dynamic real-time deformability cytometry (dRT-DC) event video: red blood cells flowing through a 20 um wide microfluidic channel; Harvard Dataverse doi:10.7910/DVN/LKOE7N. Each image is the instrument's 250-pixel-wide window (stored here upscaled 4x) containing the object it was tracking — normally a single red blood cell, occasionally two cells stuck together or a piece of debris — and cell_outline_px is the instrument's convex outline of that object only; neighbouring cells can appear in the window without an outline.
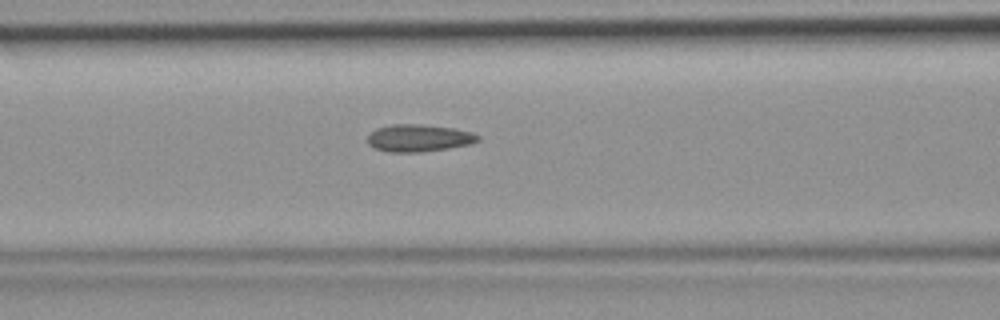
{"species": "common noctule bat (a hibernating species)", "species_latin": "Nyctalus noctula", "temperature_condition": "room temperature", "stored_images_in_passage": 34, "camera_frame_rate_fps": 3000, "um_per_image_px": 0.085, "animal": {"sex": "female", "body_mass_g": 19.9}, "frame": {"image": 1, "passage_image": 7, "time_ms": 2.0, "image_size_px": [1000, 320], "cell_outline_px": [[480, 140], [472, 144], [424, 152], [388, 152], [376, 148], [368, 144], [368, 136], [376, 128], [392, 124], [420, 124], [452, 128], [472, 132], [480, 136]], "centroid_in_image_um": [35.62, 11.73], "position_along_channel_um": 131.0, "area_um2": 17.57}}
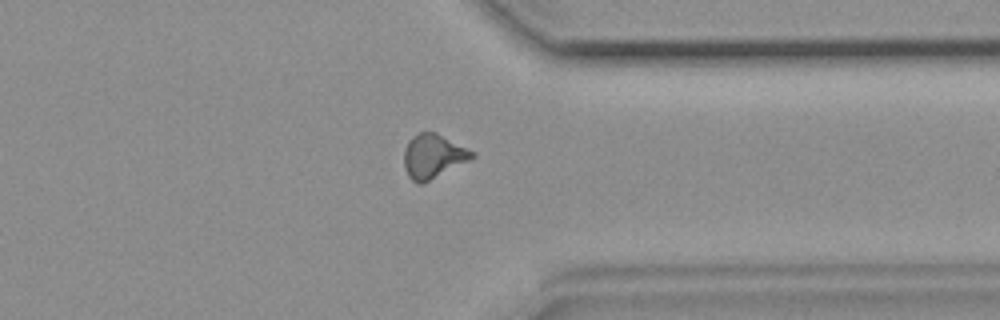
{"frame": {"image": 2, "passage_image": 24, "time_ms": 7.667, "image_size_px": [1000, 320], "cell_outline_px": [[476, 156], [424, 184], [416, 184], [408, 176], [404, 168], [404, 148], [408, 140], [412, 136], [420, 132], [436, 132], [476, 152]], "centroid_in_image_um": [36.8, 13.28], "position_along_channel_um": 374.6, "area_um2": 17.69}}
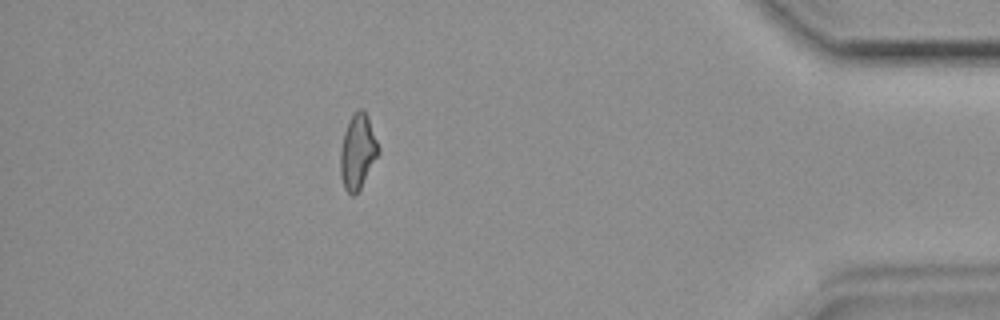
{"frame": {"image": 3, "passage_image": 29, "time_ms": 9.333, "image_size_px": [1000, 320], "cell_outline_px": [[380, 152], [356, 196], [352, 196], [344, 188], [340, 176], [340, 152], [344, 132], [352, 116], [360, 108], [364, 108], [368, 116], [380, 148]], "centroid_in_image_um": [30.41, 12.92], "position_along_channel_um": 404.8, "area_um2": 16.65}}